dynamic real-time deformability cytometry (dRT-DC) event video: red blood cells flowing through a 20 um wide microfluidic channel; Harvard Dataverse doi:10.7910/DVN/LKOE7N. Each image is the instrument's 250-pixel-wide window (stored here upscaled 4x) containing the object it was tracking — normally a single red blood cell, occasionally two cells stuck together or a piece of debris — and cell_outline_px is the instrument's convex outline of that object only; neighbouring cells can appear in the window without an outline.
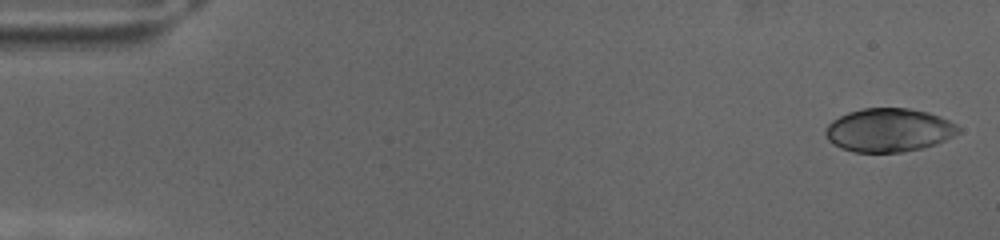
{"species": "human", "species_latin": "Homo sapiens", "temperature_condition": "cold", "stored_images_in_passage": 71, "camera_frame_rate_fps": 3000, "um_per_image_px": 0.085, "donor": {"sex": "female"}, "frame": {"image": 1, "passage_image": 2, "time_ms": 0.333, "image_size_px": [1000, 240], "cell_outline_px": [[960, 132], [936, 144], [920, 148], [900, 152], [852, 152], [840, 148], [832, 144], [828, 140], [824, 132], [828, 124], [832, 120], [848, 112], [864, 108], [908, 108], [928, 112], [940, 116], [956, 124], [960, 128]], "centroid_in_image_um": [75.52, 11.06], "position_along_channel_um": 9.5, "area_um2": 33.7}}
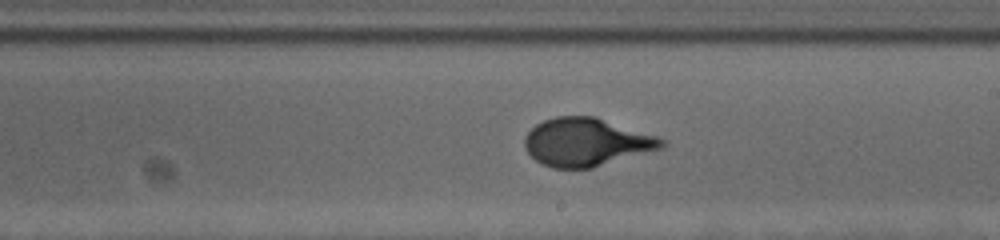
{"frame": {"image": 2, "passage_image": 41, "time_ms": 13.333, "image_size_px": [1000, 240], "cell_outline_px": [[668, 140], [660, 148], [592, 168], [552, 168], [536, 160], [524, 148], [524, 136], [536, 124], [544, 120], [556, 116], [596, 116]], "centroid_in_image_um": [49.81, 12.07], "position_along_channel_um": 239.2, "area_um2": 38.15}}
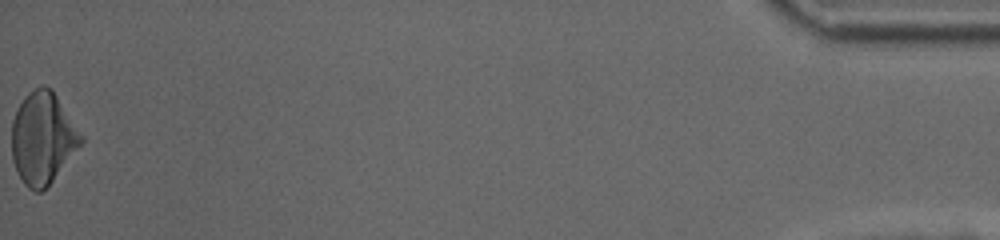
{"frame": {"image": 3, "passage_image": 71, "time_ms": 23.333, "image_size_px": [1000, 240], "cell_outline_px": [[84, 140], [48, 188], [40, 192], [36, 192], [28, 188], [24, 184], [12, 160], [12, 120], [24, 96], [28, 92], [40, 84], [44, 84], [52, 88], [84, 136]], "centroid_in_image_um": [3.65, 11.73], "position_along_channel_um": 431.6, "area_um2": 37.45}}